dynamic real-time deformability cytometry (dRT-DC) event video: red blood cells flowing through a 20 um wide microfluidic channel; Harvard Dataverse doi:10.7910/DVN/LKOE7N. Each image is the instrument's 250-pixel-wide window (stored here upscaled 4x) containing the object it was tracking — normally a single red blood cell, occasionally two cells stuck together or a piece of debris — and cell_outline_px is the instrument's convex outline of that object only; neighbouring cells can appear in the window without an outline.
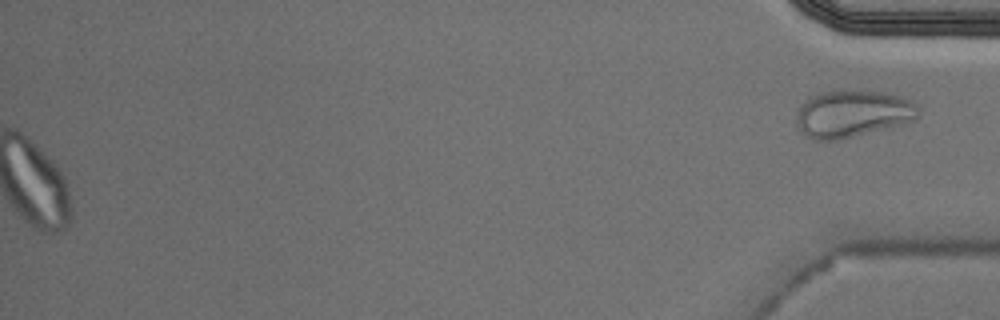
{"species": "Egyptian fruit bat (a non-hibernating species)", "species_latin": "Rousettus aegyptiacus", "temperature_condition": "cold", "stored_images_in_passage": 55, "segment_of_instrument_passage": [3, 3], "camera_frame_rate_fps": 3000, "um_per_image_px": 0.085, "animal": {"sex": "male"}, "frame": {"image": 1, "passage_image": 55, "time_ms": 18.0, "image_size_px": [1000, 320], "cell_outline_px": [[920, 116], [912, 120], [852, 136], [836, 140], [812, 140], [796, 124], [796, 116], [800, 104], [812, 96], [824, 92], [884, 92], [912, 100], [920, 108]], "centroid_in_image_um": [72.46, 9.67], "position_along_channel_um": 362.7, "area_um2": 32.48}}